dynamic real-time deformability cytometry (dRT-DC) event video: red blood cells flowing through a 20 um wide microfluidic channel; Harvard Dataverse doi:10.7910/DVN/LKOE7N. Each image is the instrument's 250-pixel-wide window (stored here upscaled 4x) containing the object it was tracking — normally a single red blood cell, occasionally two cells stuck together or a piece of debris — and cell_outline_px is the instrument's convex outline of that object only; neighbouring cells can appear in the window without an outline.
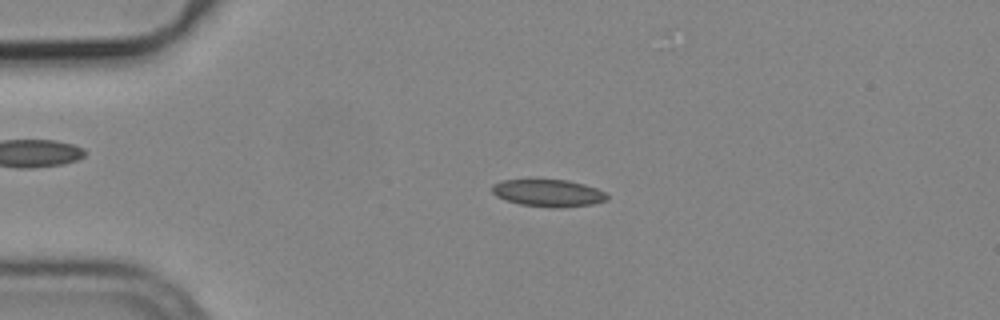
{"species": "common noctule bat (a hibernating species)", "species_latin": "Nyctalus noctula", "temperature_condition": "cold", "stored_images_in_passage": 54, "camera_frame_rate_fps": 3000, "um_per_image_px": 0.085, "animal": {"sex": "male", "body_mass_g": 19.2, "forearm_length_mm": 51.8}, "frame": {"image": 1, "passage_image": 12, "time_ms": 3.667, "image_size_px": [1000, 320], "cell_outline_px": [[608, 200], [592, 204], [552, 208], [520, 204], [504, 200], [496, 196], [492, 192], [492, 184], [500, 180], [568, 180], [584, 184], [596, 188], [604, 192], [608, 196]], "centroid_in_image_um": [46.58, 16.4], "position_along_channel_um": 38.4, "area_um2": 18.21}}
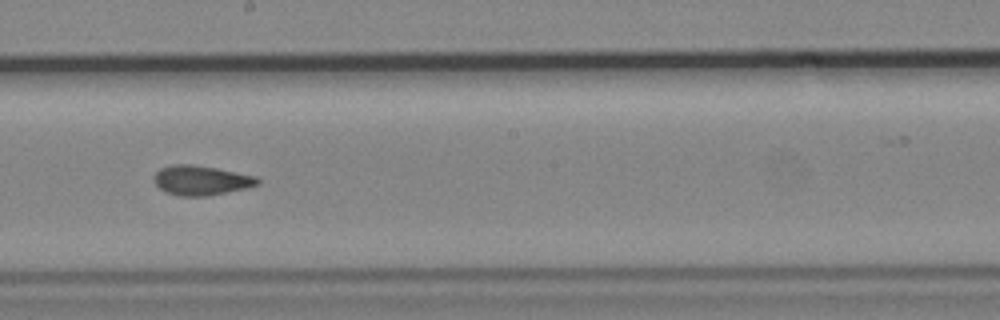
{"frame": {"image": 2, "passage_image": 30, "time_ms": 9.667, "image_size_px": [1000, 320], "cell_outline_px": [[260, 184], [244, 188], [208, 196], [180, 196], [164, 192], [152, 180], [152, 176], [160, 168], [172, 164], [192, 164], [216, 168], [256, 176], [260, 180]], "centroid_in_image_um": [17.05, 15.32], "position_along_channel_um": 231.2, "area_um2": 17.98}}
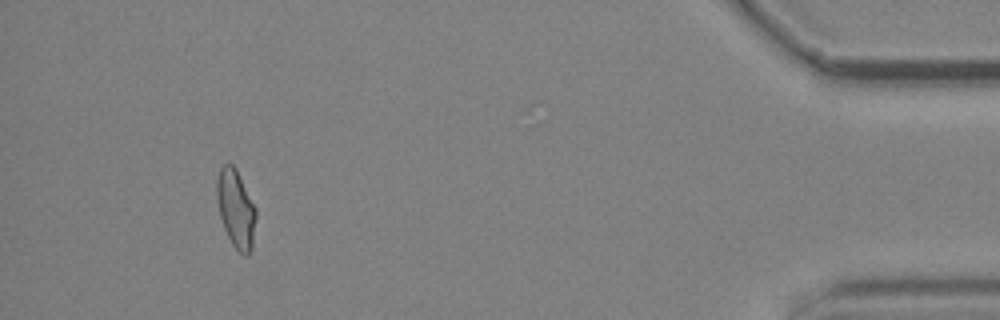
{"frame": {"image": 3, "passage_image": 50, "time_ms": 16.333, "image_size_px": [1000, 320], "cell_outline_px": [[256, 216], [252, 248], [248, 256], [244, 256], [232, 244], [224, 228], [220, 216], [216, 196], [216, 184], [220, 168], [224, 164], [232, 164], [236, 168], [256, 208]], "centroid_in_image_um": [20.05, 17.75], "position_along_channel_um": 415.1, "area_um2": 17.74}, "authors_computed_cell_mechanics": {"area_um2": 17.7446, "velocity_mm_per_s": 3.774, "shape_relaxation_time_tau1_ms": null, "shape_relaxation_time_tau2_ms": 2.7445, "deformation_change_tau1": null, "deformation_change_tau2": 0.0677}}